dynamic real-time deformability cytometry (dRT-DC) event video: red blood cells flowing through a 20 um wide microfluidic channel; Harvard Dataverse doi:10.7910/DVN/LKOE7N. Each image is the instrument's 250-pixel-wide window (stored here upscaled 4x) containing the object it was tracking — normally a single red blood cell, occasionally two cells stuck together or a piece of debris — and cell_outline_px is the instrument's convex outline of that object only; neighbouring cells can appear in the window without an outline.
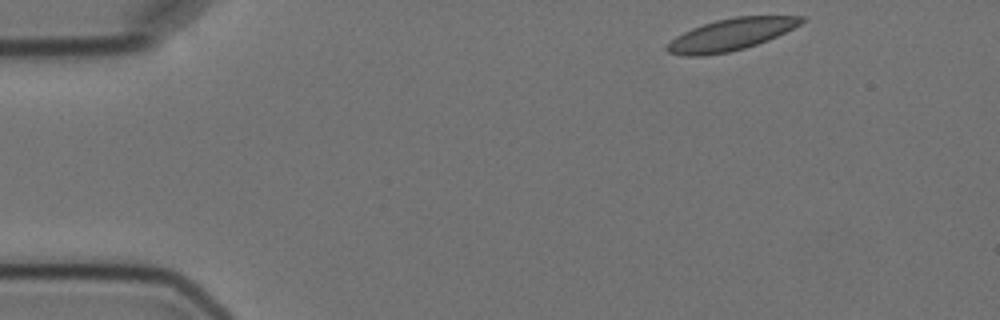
{"species": "Egyptian fruit bat (a non-hibernating species)", "species_latin": "Rousettus aegyptiacus", "temperature_condition": "cold", "stored_images_in_passage": 5, "camera_frame_rate_fps": 3000, "um_per_image_px": 0.085, "animal": {"sex": "female"}, "frame": {"image": 1, "passage_image": 1, "time_ms": 0.0, "image_size_px": [1000, 320], "cell_outline_px": [[808, 20], [768, 40], [744, 48], [728, 52], [700, 56], [684, 56], [668, 52], [664, 48], [676, 36], [692, 28], [716, 20], [736, 16], [804, 16]], "centroid_in_image_um": [62.12, 2.93], "position_along_channel_um": 22.9, "area_um2": 24.68}}
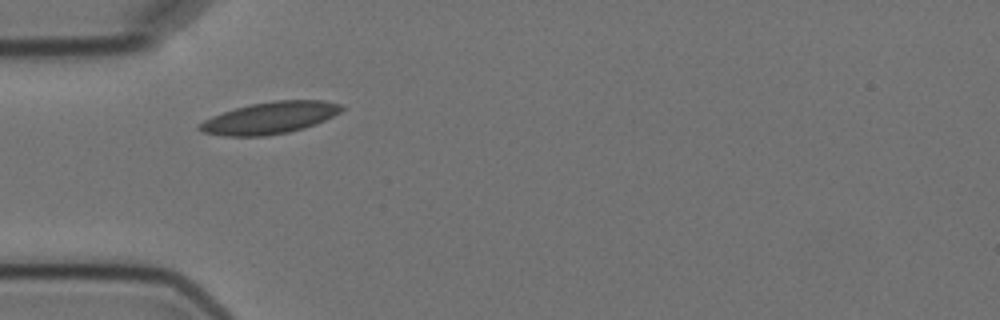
{"frame": {"image": 2, "passage_image": 4, "time_ms": 3.333, "image_size_px": [1000, 320], "cell_outline_px": [[344, 108], [340, 112], [316, 124], [304, 128], [288, 132], [264, 136], [224, 136], [204, 132], [196, 128], [196, 124], [212, 116], [236, 108], [252, 104], [272, 100], [324, 100], [344, 104]], "centroid_in_image_um": [22.95, 10.01], "position_along_channel_um": 62.1, "area_um2": 26.41}}